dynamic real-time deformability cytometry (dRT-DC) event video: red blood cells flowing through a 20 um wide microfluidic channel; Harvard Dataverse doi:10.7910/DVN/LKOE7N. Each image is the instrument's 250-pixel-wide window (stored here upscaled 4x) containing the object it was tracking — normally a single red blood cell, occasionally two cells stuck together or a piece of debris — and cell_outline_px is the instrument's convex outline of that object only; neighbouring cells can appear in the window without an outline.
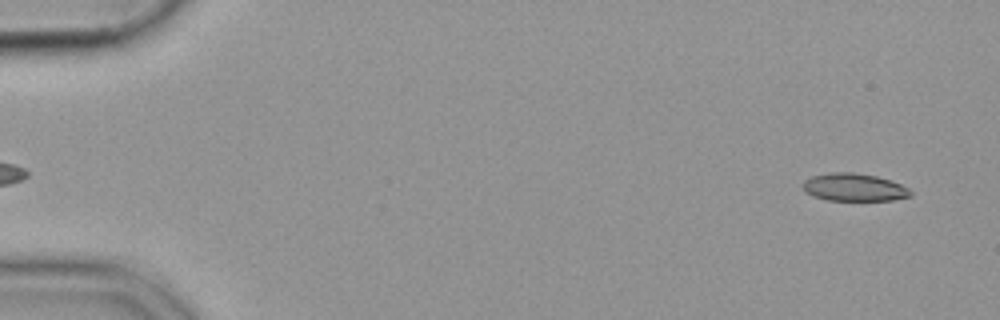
{"species": "common noctule bat (a hibernating species)", "species_latin": "Nyctalus noctula", "temperature_condition": "cold", "stored_images_in_passage": 55, "camera_frame_rate_fps": 3000, "um_per_image_px": 0.085, "animal": {"sex": "female", "body_mass_g": 19.9}, "frame": {"image": 1, "passage_image": 3, "time_ms": 0.667, "image_size_px": [1000, 320], "cell_outline_px": [[912, 196], [892, 200], [828, 200], [812, 196], [804, 192], [800, 184], [804, 180], [812, 176], [832, 172], [852, 172], [876, 176], [892, 180], [908, 188], [912, 192]], "centroid_in_image_um": [72.56, 15.92], "position_along_channel_um": 12.4, "area_um2": 17.57}}
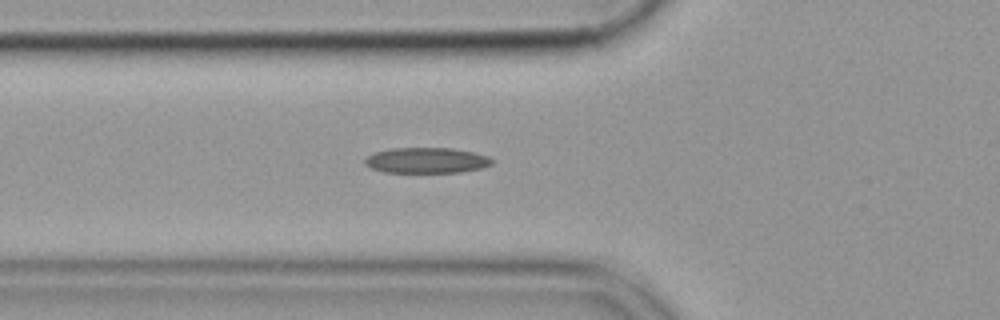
{"frame": {"image": 2, "passage_image": 20, "time_ms": 6.333, "image_size_px": [1000, 320], "cell_outline_px": [[492, 164], [480, 168], [460, 172], [384, 172], [372, 168], [364, 164], [364, 160], [368, 156], [376, 152], [392, 148], [452, 148], [472, 152], [488, 156], [492, 160]], "centroid_in_image_um": [36.24, 13.63], "position_along_channel_um": 89.6, "area_um2": 18.73}}
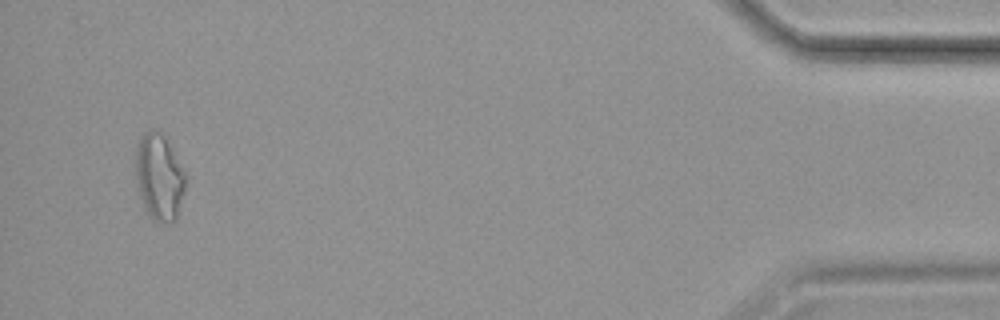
{"frame": {"image": 3, "passage_image": 53, "time_ms": 17.333, "image_size_px": [1000, 320], "cell_outline_px": [[184, 192], [176, 220], [172, 224], [160, 224], [144, 212], [136, 180], [136, 148], [144, 132], [148, 128], [156, 128], [164, 136], [184, 172]], "centroid_in_image_um": [13.51, 15.1], "position_along_channel_um": 421.7, "area_um2": 25.14}}